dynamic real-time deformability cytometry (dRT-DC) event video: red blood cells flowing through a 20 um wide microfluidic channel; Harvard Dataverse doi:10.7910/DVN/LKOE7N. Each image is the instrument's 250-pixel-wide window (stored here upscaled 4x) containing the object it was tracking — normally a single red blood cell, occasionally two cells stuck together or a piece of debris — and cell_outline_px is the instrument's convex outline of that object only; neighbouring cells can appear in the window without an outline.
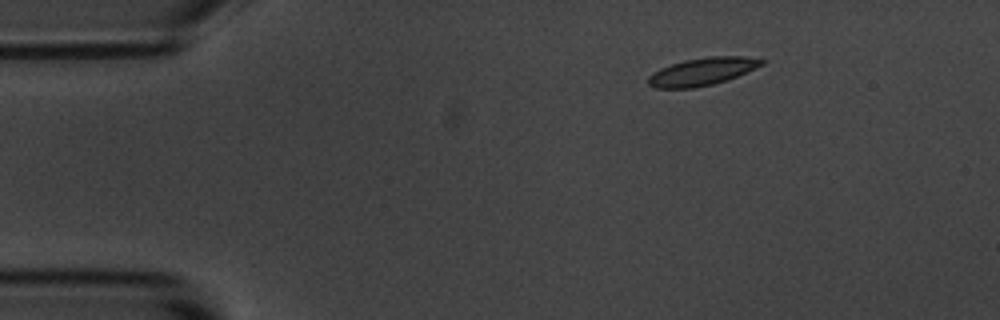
{"species": "common noctule bat (a hibernating species)", "species_latin": "Nyctalus noctula", "temperature_condition": "room temperature", "stored_images_in_passage": 4, "camera_frame_rate_fps": 3000, "um_per_image_px": 0.085, "animal": {"sex": "male", "body_mass_g": 20.1, "forearm_length_mm": 53.5}, "frame": {"image": 1, "passage_image": 1, "time_ms": 0.0, "image_size_px": [1000, 320], "cell_outline_px": [[768, 60], [764, 64], [728, 80], [712, 84], [692, 88], [656, 88], [648, 84], [648, 76], [652, 72], [660, 68], [684, 60], [708, 56], [744, 56]], "centroid_in_image_um": [59.7, 6.07], "position_along_channel_um": 25.3, "area_um2": 18.32}}